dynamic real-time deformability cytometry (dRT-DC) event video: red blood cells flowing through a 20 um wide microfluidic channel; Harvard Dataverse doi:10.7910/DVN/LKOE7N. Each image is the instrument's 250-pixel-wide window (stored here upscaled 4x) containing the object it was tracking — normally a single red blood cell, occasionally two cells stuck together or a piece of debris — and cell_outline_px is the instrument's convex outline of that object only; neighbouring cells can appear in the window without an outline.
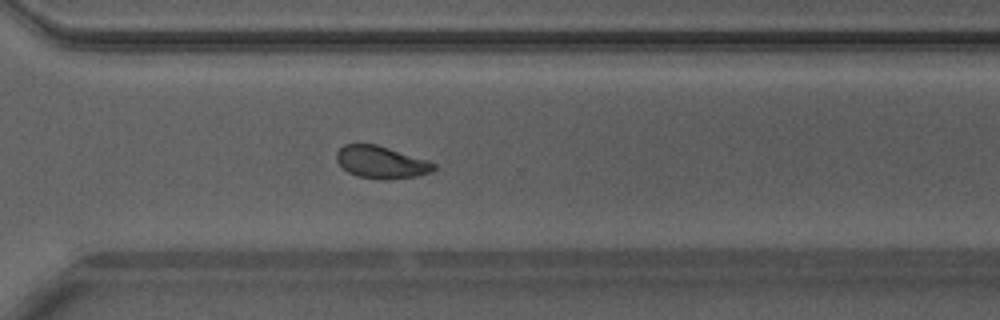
{"species": "Egyptian fruit bat (a non-hibernating species)", "species_latin": "Rousettus aegyptiacus", "temperature_condition": "warm", "stored_images_in_passage": 50, "camera_frame_rate_fps": 3000, "um_per_image_px": 0.085, "animal": {"sex": "male"}, "frame": {"image": 1, "passage_image": 36, "time_ms": 11.667, "image_size_px": [1000, 320], "cell_outline_px": [[436, 168], [432, 172], [416, 176], [356, 176], [348, 172], [336, 160], [336, 152], [344, 144], [376, 144], [436, 164]], "centroid_in_image_um": [32.35, 13.73], "position_along_channel_um": 338.3, "area_um2": 17.17}, "authors_computed_cell_mechanics": {"area_um2": 18.9584, "velocity_mm_per_s": 4.1656, "shape_relaxation_time_tau1_ms": 4.4249, "shape_relaxation_time_tau2_ms": 1.5157, "deformation_change_tau1": 0.0872, "deformation_change_tau2": 0.0703}}